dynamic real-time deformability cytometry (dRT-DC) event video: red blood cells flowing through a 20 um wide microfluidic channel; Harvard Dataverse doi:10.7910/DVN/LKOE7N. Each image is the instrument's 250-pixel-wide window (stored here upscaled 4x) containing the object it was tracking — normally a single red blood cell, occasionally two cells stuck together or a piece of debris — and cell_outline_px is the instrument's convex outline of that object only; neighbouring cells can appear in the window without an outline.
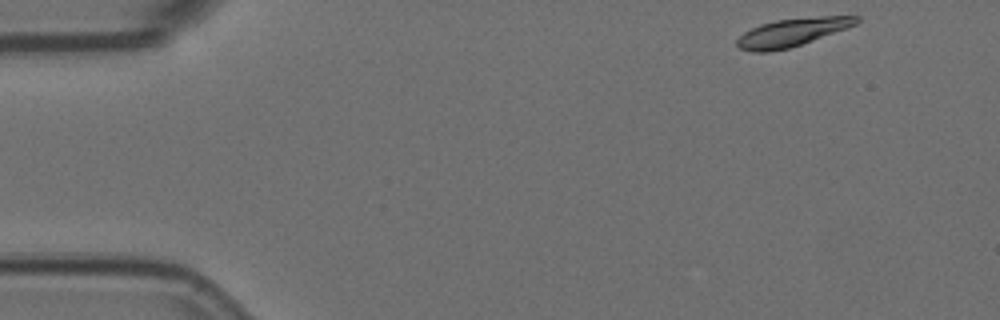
{"species": "Egyptian fruit bat (a non-hibernating species)", "species_latin": "Rousettus aegyptiacus", "temperature_condition": "room temperature", "stored_images_in_passage": 5, "camera_frame_rate_fps": 3000, "um_per_image_px": 0.085, "animal": {"sex": "female"}, "frame": {"image": 1, "passage_image": 1, "time_ms": 0.0, "image_size_px": [1000, 320], "cell_outline_px": [[860, 20], [856, 24], [812, 40], [788, 48], [768, 52], [752, 52], [740, 48], [736, 44], [736, 40], [744, 32], [760, 24], [776, 20], [820, 16], [860, 16]], "centroid_in_image_um": [67.29, 2.74], "position_along_channel_um": 17.7, "area_um2": 19.13}}
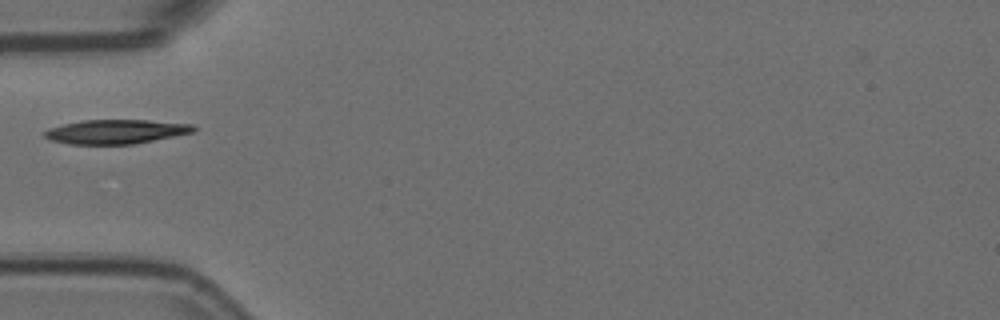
{"frame": {"image": 2, "passage_image": 4, "time_ms": 1.0, "image_size_px": [1000, 320], "cell_outline_px": [[196, 128], [192, 132], [132, 144], [68, 144], [52, 140], [44, 136], [44, 132], [48, 128], [80, 120], [148, 120], [192, 124]], "centroid_in_image_um": [9.8, 11.18], "position_along_channel_um": 75.2, "area_um2": 20.75}}
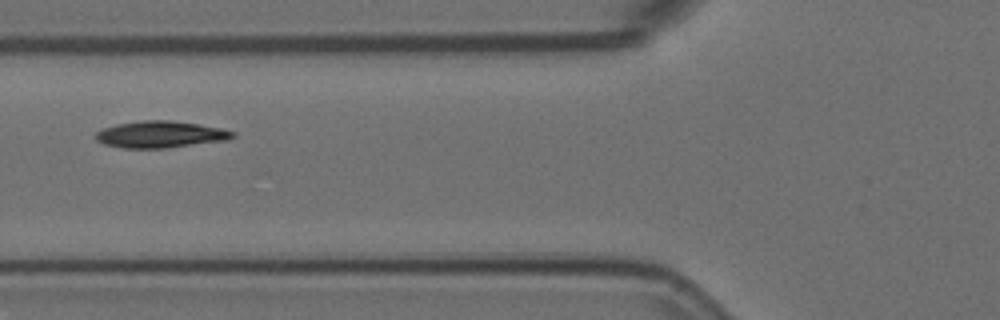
{"frame": {"image": 3, "passage_image": 5, "time_ms": 1.333, "image_size_px": [1000, 320], "cell_outline_px": [[236, 136], [228, 140], [164, 148], [124, 148], [104, 144], [96, 140], [96, 132], [104, 128], [116, 124], [140, 120], [172, 120], [220, 128], [236, 132]], "centroid_in_image_um": [13.64, 11.42], "position_along_channel_um": 112.2, "area_um2": 21.27}}